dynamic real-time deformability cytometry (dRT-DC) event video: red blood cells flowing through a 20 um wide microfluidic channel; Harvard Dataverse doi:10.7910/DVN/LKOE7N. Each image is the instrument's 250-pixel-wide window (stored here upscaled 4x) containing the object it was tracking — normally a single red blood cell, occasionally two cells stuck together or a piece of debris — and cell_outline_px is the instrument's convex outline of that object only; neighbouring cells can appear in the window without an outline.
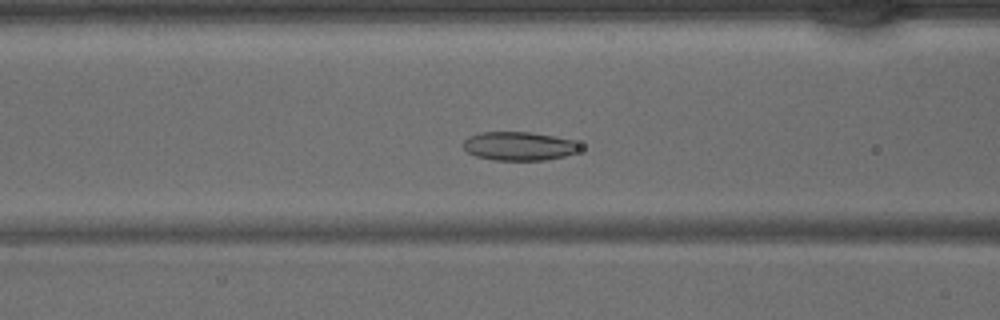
{"species": "common noctule bat (a hibernating species)", "species_latin": "Nyctalus noctula", "temperature_condition": "warm", "stored_images_in_passage": 41, "camera_frame_rate_fps": 3000, "um_per_image_px": 0.085, "animal": {"sex": "male", "body_mass_g": 15.6}, "frame": {"image": 1, "passage_image": 15, "time_ms": 4.667, "image_size_px": [1000, 320], "cell_outline_px": [[580, 148], [576, 152], [564, 156], [544, 160], [496, 160], [476, 156], [468, 152], [464, 148], [464, 140], [468, 136], [480, 132], [532, 132], [572, 140], [580, 144]], "centroid_in_image_um": [44.1, 12.41], "position_along_channel_um": 122.5, "area_um2": 19.36}}
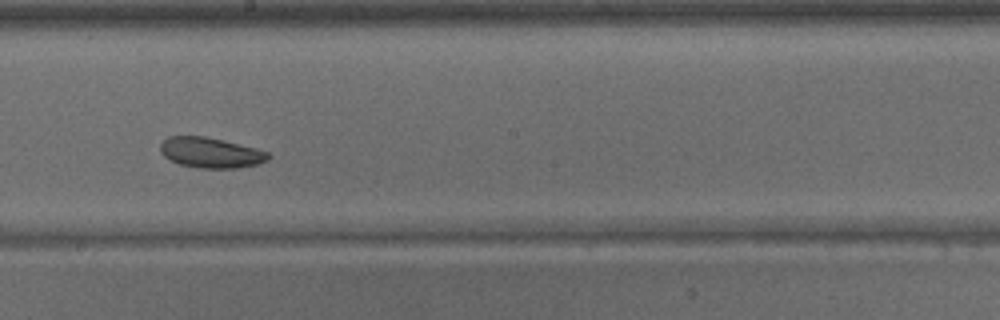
{"frame": {"image": 2, "passage_image": 22, "time_ms": 7.0, "image_size_px": [1000, 320], "cell_outline_px": [[272, 156], [268, 160], [260, 164], [236, 168], [200, 168], [180, 164], [164, 156], [160, 152], [160, 144], [168, 136], [204, 136], [224, 140], [256, 148], [268, 152]], "centroid_in_image_um": [17.94, 12.97], "position_along_channel_um": 230.3, "area_um2": 19.19}}
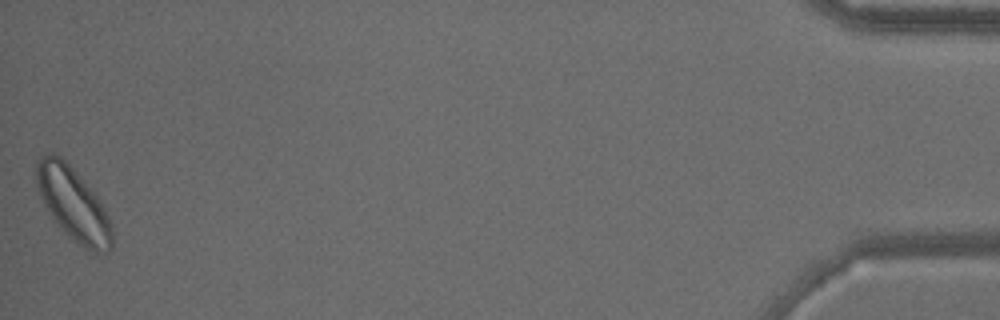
{"frame": {"image": 3, "passage_image": 41, "time_ms": 13.333, "image_size_px": [1000, 320], "cell_outline_px": [[112, 248], [104, 252], [96, 252], [84, 248], [72, 240], [68, 236], [52, 216], [44, 204], [36, 188], [36, 164], [40, 156], [52, 152], [56, 152], [72, 168], [100, 200], [112, 224]], "centroid_in_image_um": [6.21, 17.33], "position_along_channel_um": 429.0, "area_um2": 31.85}}